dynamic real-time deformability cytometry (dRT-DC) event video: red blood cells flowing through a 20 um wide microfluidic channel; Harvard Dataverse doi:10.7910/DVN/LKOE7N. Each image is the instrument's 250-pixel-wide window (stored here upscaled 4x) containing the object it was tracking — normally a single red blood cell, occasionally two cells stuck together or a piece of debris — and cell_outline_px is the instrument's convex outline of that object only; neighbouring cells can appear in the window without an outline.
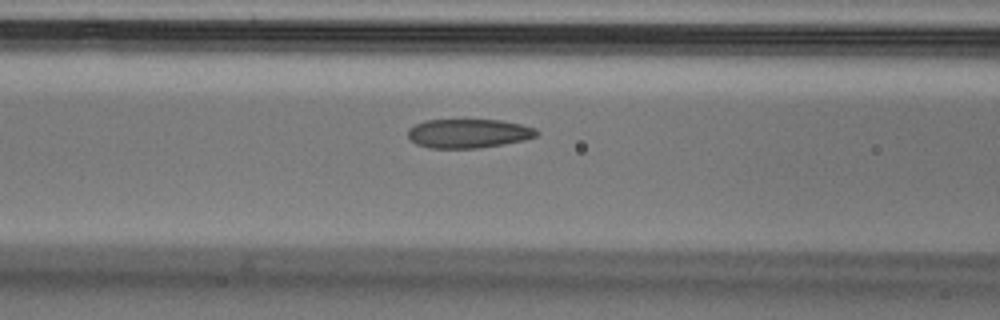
{"species": "Egyptian fruit bat (a non-hibernating species)", "species_latin": "Rousettus aegyptiacus", "temperature_condition": "cold", "stored_images_in_passage": 39, "camera_frame_rate_fps": 3000, "um_per_image_px": 0.085, "animal": {"sex": "male"}, "frame": {"image": 1, "passage_image": 6, "time_ms": 1.667, "image_size_px": [1000, 320], "cell_outline_px": [[540, 132], [536, 136], [524, 140], [504, 144], [480, 148], [428, 148], [416, 144], [408, 136], [408, 128], [424, 120], [500, 120], [520, 124], [536, 128]], "centroid_in_image_um": [39.82, 11.34], "position_along_channel_um": 126.8, "area_um2": 21.85}}
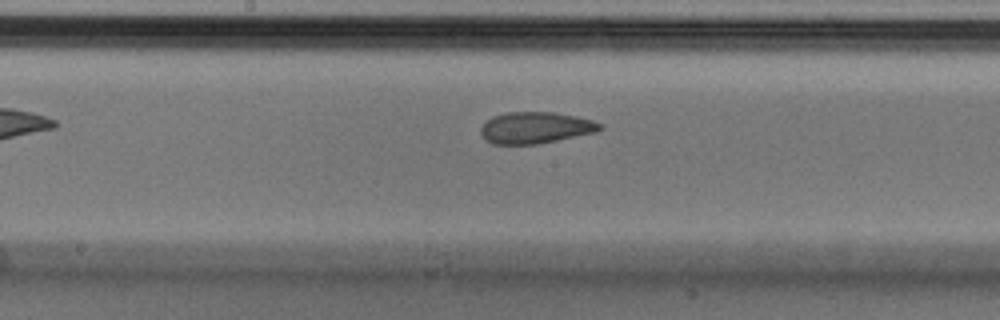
{"frame": {"image": 2, "passage_image": 12, "time_ms": 3.667, "image_size_px": [1000, 320], "cell_outline_px": [[604, 128], [596, 132], [536, 144], [492, 144], [480, 132], [480, 128], [492, 116], [508, 112], [556, 112], [576, 116], [592, 120], [604, 124]], "centroid_in_image_um": [45.56, 10.84], "position_along_channel_um": 202.6, "area_um2": 21.79}}
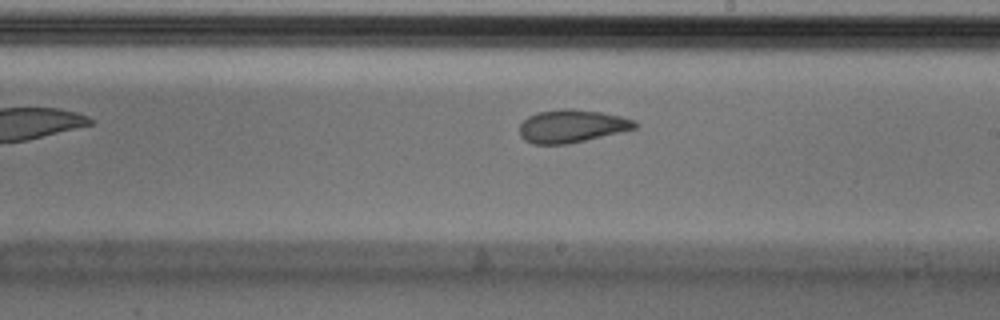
{"frame": {"image": 3, "passage_image": 15, "time_ms": 4.667, "image_size_px": [1000, 320], "cell_outline_px": [[640, 124], [636, 128], [620, 132], [568, 144], [532, 144], [524, 140], [520, 136], [520, 124], [528, 116], [536, 112], [560, 108], [568, 108], [600, 112], [620, 116], [636, 120]], "centroid_in_image_um": [48.59, 10.71], "position_along_channel_um": 240.4, "area_um2": 22.25}, "authors_computed_cell_mechanics": {"area_um2": 23.0622, "velocity_mm_per_s": 3.7859, "shape_relaxation_time_tau1_ms": 10.1919, "shape_relaxation_time_tau2_ms": 1.8125, "deformation_change_tau1": 0.2195, "deformation_change_tau2": 0.0728}}